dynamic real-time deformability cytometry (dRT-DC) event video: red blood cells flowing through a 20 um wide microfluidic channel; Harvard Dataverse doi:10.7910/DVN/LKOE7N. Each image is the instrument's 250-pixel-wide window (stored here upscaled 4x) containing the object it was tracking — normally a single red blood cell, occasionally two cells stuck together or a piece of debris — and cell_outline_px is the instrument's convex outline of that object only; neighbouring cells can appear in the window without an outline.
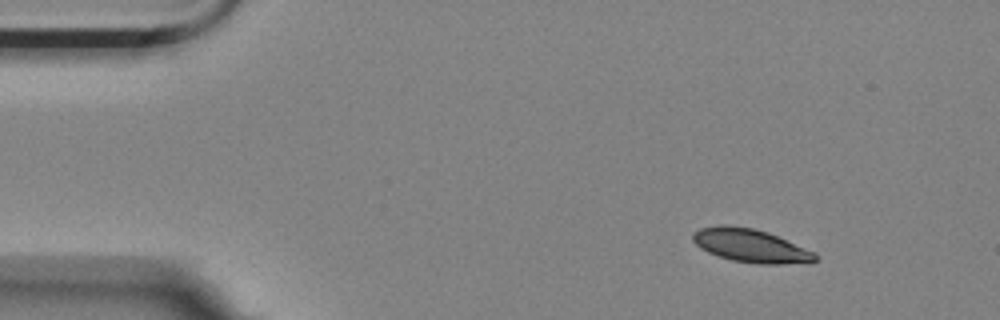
{"species": "Egyptian fruit bat (a non-hibernating species)", "species_latin": "Rousettus aegyptiacus", "temperature_condition": "room temperature", "stored_images_in_passage": 5, "camera_frame_rate_fps": 3000, "um_per_image_px": 0.085, "animal": {"sex": "female"}, "frame": {"image": 1, "passage_image": 1, "time_ms": 0.0, "image_size_px": [1000, 320], "cell_outline_px": [[820, 256], [812, 264], [760, 264], [732, 260], [708, 252], [700, 248], [692, 240], [692, 232], [700, 228], [720, 224], [724, 224], [752, 228], [768, 232], [816, 252]], "centroid_in_image_um": [63.86, 20.89], "position_along_channel_um": 21.1, "area_um2": 24.16}}
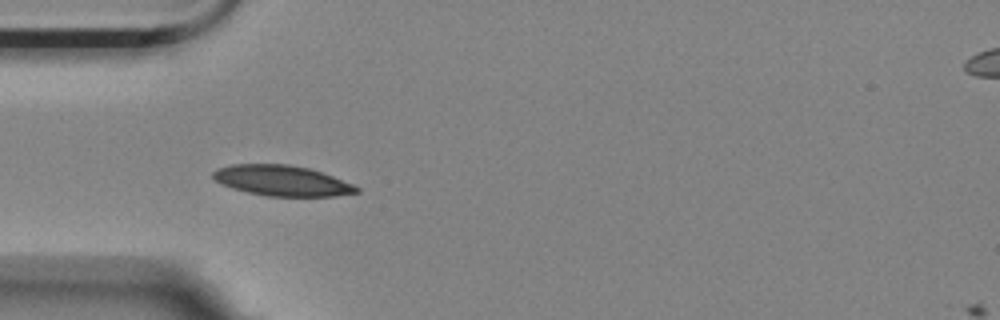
{"frame": {"image": 2, "passage_image": 4, "time_ms": 1.0, "image_size_px": [1000, 320], "cell_outline_px": [[360, 192], [332, 196], [268, 196], [248, 192], [232, 188], [216, 180], [212, 176], [212, 172], [216, 168], [232, 164], [288, 164], [308, 168], [332, 176], [352, 184], [360, 188]], "centroid_in_image_um": [23.95, 15.35], "position_along_channel_um": 61.1, "area_um2": 25.26}}
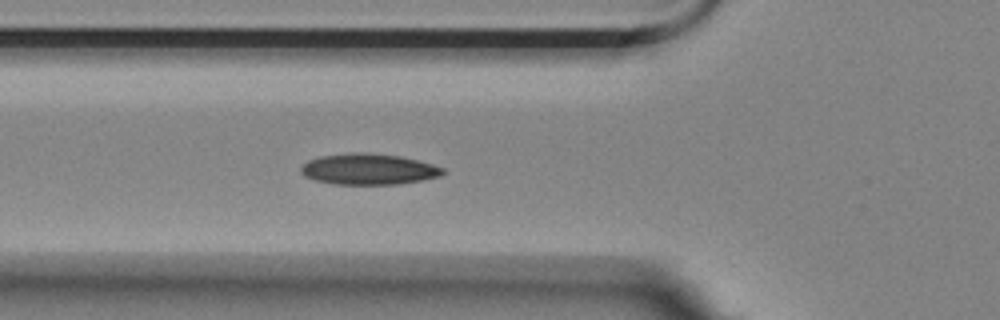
{"frame": {"image": 3, "passage_image": 5, "time_ms": 1.333, "image_size_px": [1000, 320], "cell_outline_px": [[444, 172], [440, 176], [400, 184], [332, 184], [312, 180], [304, 176], [300, 172], [300, 168], [308, 160], [320, 156], [352, 152], [364, 152], [400, 156], [432, 164], [444, 168]], "centroid_in_image_um": [31.28, 14.38], "position_along_channel_um": 94.5, "area_um2": 25.66}}